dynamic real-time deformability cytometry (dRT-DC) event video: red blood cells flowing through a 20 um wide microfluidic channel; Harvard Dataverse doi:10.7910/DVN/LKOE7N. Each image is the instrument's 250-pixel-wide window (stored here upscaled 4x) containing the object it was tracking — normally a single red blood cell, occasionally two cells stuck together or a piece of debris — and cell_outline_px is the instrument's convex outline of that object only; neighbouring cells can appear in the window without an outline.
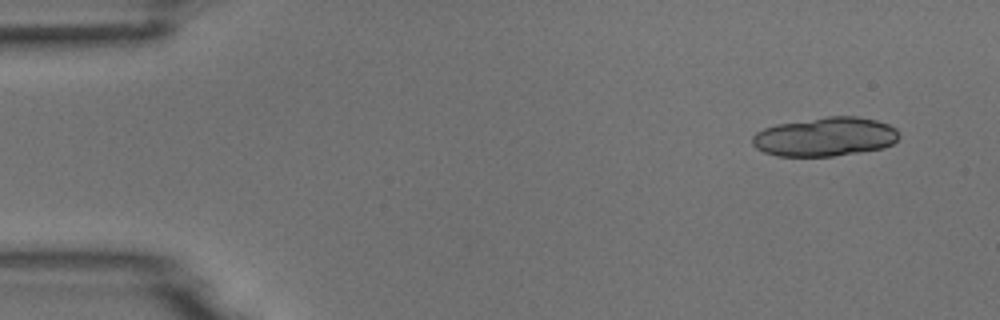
{"species": "common noctule bat (a hibernating species)", "species_latin": "Nyctalus noctula", "temperature_condition": "room temperature", "stored_images_in_passage": 4, "camera_frame_rate_fps": 3000, "um_per_image_px": 0.085, "animal": {"sex": "male", "body_mass_g": 18.8}, "frame": {"image": 1, "passage_image": 1, "time_ms": 0.0, "image_size_px": [1000, 320], "cell_outline_px": [[900, 136], [892, 144], [884, 148], [860, 152], [832, 156], [776, 156], [764, 152], [756, 148], [752, 144], [752, 136], [756, 132], [764, 128], [776, 124], [828, 116], [856, 116], [876, 120], [888, 124], [896, 128], [900, 132]], "centroid_in_image_um": [70.14, 11.62], "position_along_channel_um": 14.9, "area_um2": 33.52}}